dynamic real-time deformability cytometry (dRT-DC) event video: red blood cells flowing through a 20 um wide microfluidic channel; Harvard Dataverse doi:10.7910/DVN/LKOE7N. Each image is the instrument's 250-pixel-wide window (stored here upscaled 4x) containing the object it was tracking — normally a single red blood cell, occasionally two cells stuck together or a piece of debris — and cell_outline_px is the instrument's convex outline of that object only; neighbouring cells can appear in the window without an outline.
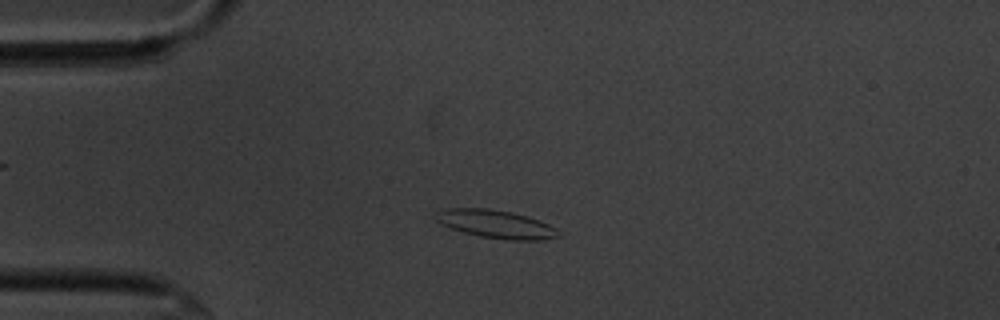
{"species": "common noctule bat (a hibernating species)", "species_latin": "Nyctalus noctula", "temperature_condition": "cold", "stored_images_in_passage": 54, "camera_frame_rate_fps": 3000, "um_per_image_px": 0.085, "animal": {"sex": "male", "body_mass_g": 20.1, "forearm_length_mm": 53.5}, "frame": {"image": 1, "passage_image": 12, "time_ms": 3.667, "image_size_px": [1000, 320], "cell_outline_px": [[560, 236], [540, 240], [512, 240], [480, 236], [464, 232], [440, 224], [436, 220], [436, 212], [448, 208], [488, 208], [512, 212], [528, 216], [540, 220], [556, 228]], "centroid_in_image_um": [42.16, 19.04], "position_along_channel_um": 42.8, "area_um2": 20.0}}
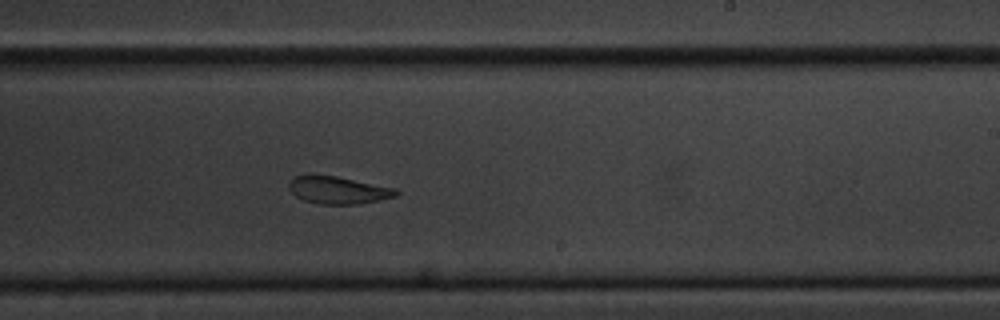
{"frame": {"image": 2, "passage_image": 32, "time_ms": 10.333, "image_size_px": [1000, 320], "cell_outline_px": [[400, 192], [396, 196], [380, 200], [360, 204], [320, 204], [304, 200], [296, 196], [288, 188], [288, 184], [296, 176], [336, 176], [396, 188]], "centroid_in_image_um": [28.8, 16.18], "position_along_channel_um": 260.2, "area_um2": 16.88}}
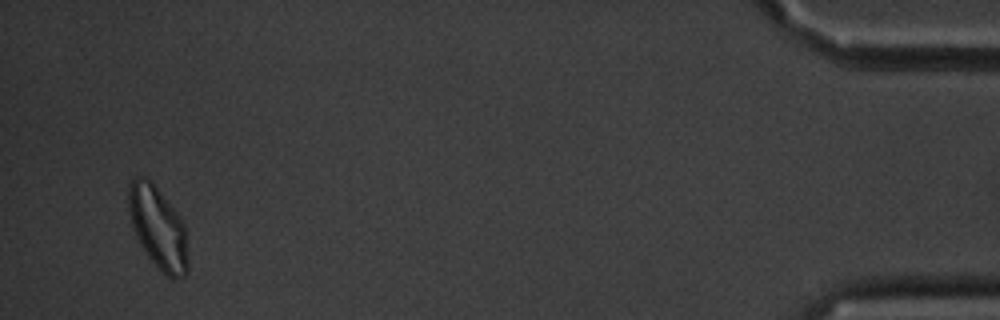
{"frame": {"image": 3, "passage_image": 52, "time_ms": 17.0, "image_size_px": [1000, 320], "cell_outline_px": [[188, 272], [184, 276], [172, 280], [160, 272], [144, 252], [132, 228], [128, 212], [128, 184], [136, 176], [148, 176], [180, 216], [184, 224], [188, 236]], "centroid_in_image_um": [13.44, 19.38], "position_along_channel_um": 421.8, "area_um2": 29.42}}